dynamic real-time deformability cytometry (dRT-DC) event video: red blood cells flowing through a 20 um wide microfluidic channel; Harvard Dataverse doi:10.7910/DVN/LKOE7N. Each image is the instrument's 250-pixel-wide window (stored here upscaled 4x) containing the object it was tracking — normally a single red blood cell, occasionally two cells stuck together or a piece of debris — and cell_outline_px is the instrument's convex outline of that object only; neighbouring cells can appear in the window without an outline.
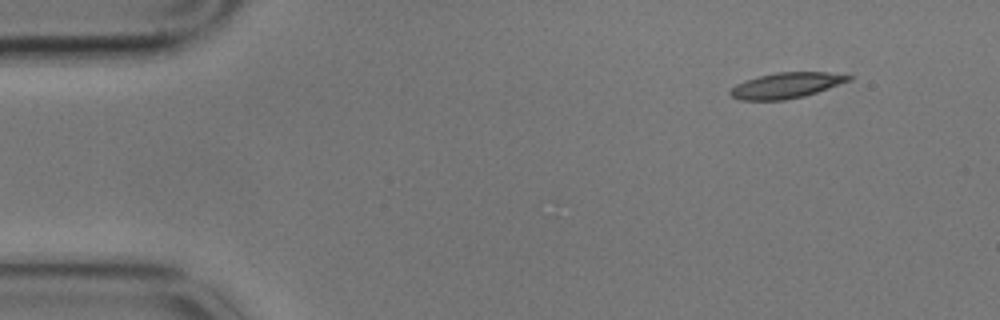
{"species": "common noctule bat (a hibernating species)", "species_latin": "Nyctalus noctula", "temperature_condition": "cold", "stored_images_in_passage": 5, "camera_frame_rate_fps": 3000, "um_per_image_px": 0.085, "animal": {"sex": "male", "body_mass_g": 17.9}, "frame": {"image": 1, "passage_image": 1, "time_ms": 0.0, "image_size_px": [1000, 320], "cell_outline_px": [[852, 80], [804, 96], [784, 100], [740, 100], [732, 96], [728, 92], [736, 84], [744, 80], [776, 72], [828, 72], [852, 76]], "centroid_in_image_um": [66.82, 7.26], "position_along_channel_um": 18.2, "area_um2": 17.57}}
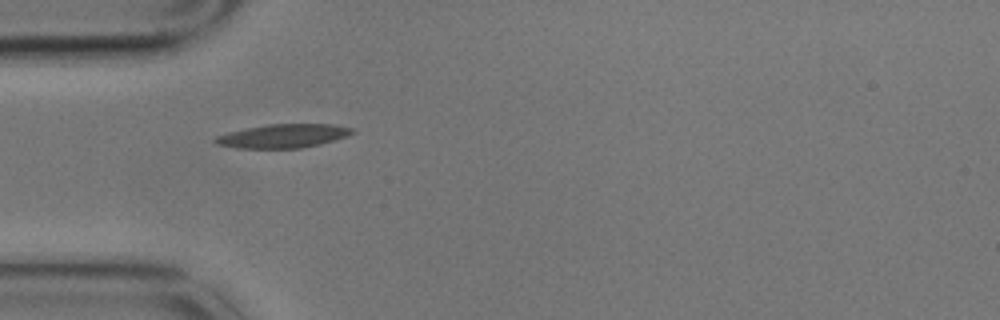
{"frame": {"image": 2, "passage_image": 4, "time_ms": 1.0, "image_size_px": [1000, 320], "cell_outline_px": [[356, 132], [348, 136], [320, 144], [300, 148], [236, 148], [216, 144], [212, 140], [216, 136], [228, 132], [268, 124], [332, 124], [352, 128]], "centroid_in_image_um": [24.07, 11.56], "position_along_channel_um": 60.9, "area_um2": 18.9}}